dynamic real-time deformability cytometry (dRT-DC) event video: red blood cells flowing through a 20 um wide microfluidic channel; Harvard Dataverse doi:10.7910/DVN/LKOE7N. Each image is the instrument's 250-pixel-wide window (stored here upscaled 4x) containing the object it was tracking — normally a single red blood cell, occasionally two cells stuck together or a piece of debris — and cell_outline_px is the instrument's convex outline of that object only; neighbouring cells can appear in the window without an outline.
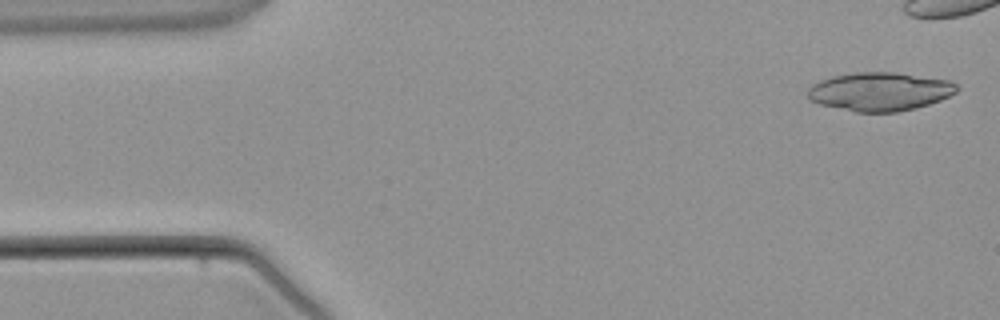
{"species": "common noctule bat (a hibernating species)", "species_latin": "Nyctalus noctula", "temperature_condition": "warm", "stored_images_in_passage": 4, "camera_frame_rate_fps": 3000, "um_per_image_px": 0.085, "animal": {"sex": "male", "body_mass_g": 21.5, "forearm_length_mm": 52.0}, "frame": {"image": 1, "passage_image": 1, "time_ms": 0.0, "image_size_px": [1000, 320], "cell_outline_px": [[960, 88], [956, 92], [940, 100], [916, 108], [896, 112], [856, 112], [820, 104], [808, 100], [808, 88], [812, 84], [820, 80], [832, 76], [856, 72], [896, 72], [948, 80], [956, 84]], "centroid_in_image_um": [74.77, 7.78], "position_along_channel_um": 10.2, "area_um2": 33.52}}